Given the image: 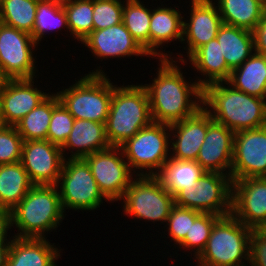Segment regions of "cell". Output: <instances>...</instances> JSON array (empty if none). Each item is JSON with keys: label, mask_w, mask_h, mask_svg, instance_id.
<instances>
[{"label": "cell", "mask_w": 266, "mask_h": 266, "mask_svg": "<svg viewBox=\"0 0 266 266\" xmlns=\"http://www.w3.org/2000/svg\"><path fill=\"white\" fill-rule=\"evenodd\" d=\"M74 121V117L59 101L58 95L54 93L53 111L47 132V140L61 147L69 136Z\"/></svg>", "instance_id": "obj_36"}, {"label": "cell", "mask_w": 266, "mask_h": 266, "mask_svg": "<svg viewBox=\"0 0 266 266\" xmlns=\"http://www.w3.org/2000/svg\"><path fill=\"white\" fill-rule=\"evenodd\" d=\"M126 0L123 7L122 22L132 37L140 44L149 56V29L151 10L140 2Z\"/></svg>", "instance_id": "obj_31"}, {"label": "cell", "mask_w": 266, "mask_h": 266, "mask_svg": "<svg viewBox=\"0 0 266 266\" xmlns=\"http://www.w3.org/2000/svg\"><path fill=\"white\" fill-rule=\"evenodd\" d=\"M98 59L147 56L148 54L132 37L124 23L106 29L93 30L82 42Z\"/></svg>", "instance_id": "obj_19"}, {"label": "cell", "mask_w": 266, "mask_h": 266, "mask_svg": "<svg viewBox=\"0 0 266 266\" xmlns=\"http://www.w3.org/2000/svg\"><path fill=\"white\" fill-rule=\"evenodd\" d=\"M9 228L6 223L0 227V266H6L10 248V240L7 239ZM7 241V242H6Z\"/></svg>", "instance_id": "obj_42"}, {"label": "cell", "mask_w": 266, "mask_h": 266, "mask_svg": "<svg viewBox=\"0 0 266 266\" xmlns=\"http://www.w3.org/2000/svg\"><path fill=\"white\" fill-rule=\"evenodd\" d=\"M34 186L21 162L0 165V213L5 217Z\"/></svg>", "instance_id": "obj_25"}, {"label": "cell", "mask_w": 266, "mask_h": 266, "mask_svg": "<svg viewBox=\"0 0 266 266\" xmlns=\"http://www.w3.org/2000/svg\"><path fill=\"white\" fill-rule=\"evenodd\" d=\"M53 111V93L31 110L15 125L23 141L47 140Z\"/></svg>", "instance_id": "obj_30"}, {"label": "cell", "mask_w": 266, "mask_h": 266, "mask_svg": "<svg viewBox=\"0 0 266 266\" xmlns=\"http://www.w3.org/2000/svg\"><path fill=\"white\" fill-rule=\"evenodd\" d=\"M125 0H93V30L122 23Z\"/></svg>", "instance_id": "obj_37"}, {"label": "cell", "mask_w": 266, "mask_h": 266, "mask_svg": "<svg viewBox=\"0 0 266 266\" xmlns=\"http://www.w3.org/2000/svg\"><path fill=\"white\" fill-rule=\"evenodd\" d=\"M68 30L82 42L93 31V0H62Z\"/></svg>", "instance_id": "obj_34"}, {"label": "cell", "mask_w": 266, "mask_h": 266, "mask_svg": "<svg viewBox=\"0 0 266 266\" xmlns=\"http://www.w3.org/2000/svg\"><path fill=\"white\" fill-rule=\"evenodd\" d=\"M220 217L216 214L201 213L194 222H191L189 234H186L179 248L182 246L184 249H193L194 257L197 258L205 249L212 227Z\"/></svg>", "instance_id": "obj_35"}, {"label": "cell", "mask_w": 266, "mask_h": 266, "mask_svg": "<svg viewBox=\"0 0 266 266\" xmlns=\"http://www.w3.org/2000/svg\"><path fill=\"white\" fill-rule=\"evenodd\" d=\"M170 157L176 160L196 161L208 128V112L199 108L192 116L169 125ZM176 133V134H175Z\"/></svg>", "instance_id": "obj_20"}, {"label": "cell", "mask_w": 266, "mask_h": 266, "mask_svg": "<svg viewBox=\"0 0 266 266\" xmlns=\"http://www.w3.org/2000/svg\"><path fill=\"white\" fill-rule=\"evenodd\" d=\"M36 45L29 33L0 24V80L32 79L36 74Z\"/></svg>", "instance_id": "obj_11"}, {"label": "cell", "mask_w": 266, "mask_h": 266, "mask_svg": "<svg viewBox=\"0 0 266 266\" xmlns=\"http://www.w3.org/2000/svg\"><path fill=\"white\" fill-rule=\"evenodd\" d=\"M5 223V217L0 213V227Z\"/></svg>", "instance_id": "obj_43"}, {"label": "cell", "mask_w": 266, "mask_h": 266, "mask_svg": "<svg viewBox=\"0 0 266 266\" xmlns=\"http://www.w3.org/2000/svg\"><path fill=\"white\" fill-rule=\"evenodd\" d=\"M188 60L197 72L206 76L204 80L197 79L201 88L212 83L227 82L230 78L232 70L227 66L216 38L198 48Z\"/></svg>", "instance_id": "obj_24"}, {"label": "cell", "mask_w": 266, "mask_h": 266, "mask_svg": "<svg viewBox=\"0 0 266 266\" xmlns=\"http://www.w3.org/2000/svg\"><path fill=\"white\" fill-rule=\"evenodd\" d=\"M226 82L202 88V107L234 133L266 125V99L248 95Z\"/></svg>", "instance_id": "obj_2"}, {"label": "cell", "mask_w": 266, "mask_h": 266, "mask_svg": "<svg viewBox=\"0 0 266 266\" xmlns=\"http://www.w3.org/2000/svg\"><path fill=\"white\" fill-rule=\"evenodd\" d=\"M201 214L196 210L189 208H183L174 205L170 211L168 219L166 221L168 235L174 241L175 245H179L189 234V229L191 228V222Z\"/></svg>", "instance_id": "obj_38"}, {"label": "cell", "mask_w": 266, "mask_h": 266, "mask_svg": "<svg viewBox=\"0 0 266 266\" xmlns=\"http://www.w3.org/2000/svg\"><path fill=\"white\" fill-rule=\"evenodd\" d=\"M159 61L160 67L152 84L143 86L148 94L152 121L170 125L192 116L202 107V88L196 80L191 83L184 79L178 60Z\"/></svg>", "instance_id": "obj_1"}, {"label": "cell", "mask_w": 266, "mask_h": 266, "mask_svg": "<svg viewBox=\"0 0 266 266\" xmlns=\"http://www.w3.org/2000/svg\"><path fill=\"white\" fill-rule=\"evenodd\" d=\"M169 137V124L152 122L122 144L120 147L130 170L137 176H155L170 158Z\"/></svg>", "instance_id": "obj_7"}, {"label": "cell", "mask_w": 266, "mask_h": 266, "mask_svg": "<svg viewBox=\"0 0 266 266\" xmlns=\"http://www.w3.org/2000/svg\"><path fill=\"white\" fill-rule=\"evenodd\" d=\"M255 51L266 56V11L264 12L257 27L253 30Z\"/></svg>", "instance_id": "obj_41"}, {"label": "cell", "mask_w": 266, "mask_h": 266, "mask_svg": "<svg viewBox=\"0 0 266 266\" xmlns=\"http://www.w3.org/2000/svg\"><path fill=\"white\" fill-rule=\"evenodd\" d=\"M232 178L218 172H205L195 186L180 190L175 205L201 213L227 216L232 211Z\"/></svg>", "instance_id": "obj_10"}, {"label": "cell", "mask_w": 266, "mask_h": 266, "mask_svg": "<svg viewBox=\"0 0 266 266\" xmlns=\"http://www.w3.org/2000/svg\"><path fill=\"white\" fill-rule=\"evenodd\" d=\"M206 171L196 161L169 158L155 175L165 189L175 196L180 190L195 186Z\"/></svg>", "instance_id": "obj_29"}, {"label": "cell", "mask_w": 266, "mask_h": 266, "mask_svg": "<svg viewBox=\"0 0 266 266\" xmlns=\"http://www.w3.org/2000/svg\"><path fill=\"white\" fill-rule=\"evenodd\" d=\"M138 177V178H137ZM123 197L125 215L139 220L166 223L174 196L170 194L156 176L135 175Z\"/></svg>", "instance_id": "obj_8"}, {"label": "cell", "mask_w": 266, "mask_h": 266, "mask_svg": "<svg viewBox=\"0 0 266 266\" xmlns=\"http://www.w3.org/2000/svg\"><path fill=\"white\" fill-rule=\"evenodd\" d=\"M231 214L252 229L266 227L265 177L233 181Z\"/></svg>", "instance_id": "obj_15"}, {"label": "cell", "mask_w": 266, "mask_h": 266, "mask_svg": "<svg viewBox=\"0 0 266 266\" xmlns=\"http://www.w3.org/2000/svg\"><path fill=\"white\" fill-rule=\"evenodd\" d=\"M106 75L102 69L92 70L56 93L74 119L106 123L113 96V83Z\"/></svg>", "instance_id": "obj_6"}, {"label": "cell", "mask_w": 266, "mask_h": 266, "mask_svg": "<svg viewBox=\"0 0 266 266\" xmlns=\"http://www.w3.org/2000/svg\"><path fill=\"white\" fill-rule=\"evenodd\" d=\"M64 159L61 147L48 140L23 141L21 163L34 185H57Z\"/></svg>", "instance_id": "obj_14"}, {"label": "cell", "mask_w": 266, "mask_h": 266, "mask_svg": "<svg viewBox=\"0 0 266 266\" xmlns=\"http://www.w3.org/2000/svg\"><path fill=\"white\" fill-rule=\"evenodd\" d=\"M218 1V2H217ZM223 24L253 32L261 20L266 5L259 0H217Z\"/></svg>", "instance_id": "obj_28"}, {"label": "cell", "mask_w": 266, "mask_h": 266, "mask_svg": "<svg viewBox=\"0 0 266 266\" xmlns=\"http://www.w3.org/2000/svg\"><path fill=\"white\" fill-rule=\"evenodd\" d=\"M159 6L151 10L150 29H149V56L158 59H171V54L159 51V47L164 43L174 39H183V16L177 8H167ZM160 57V58H159Z\"/></svg>", "instance_id": "obj_21"}, {"label": "cell", "mask_w": 266, "mask_h": 266, "mask_svg": "<svg viewBox=\"0 0 266 266\" xmlns=\"http://www.w3.org/2000/svg\"><path fill=\"white\" fill-rule=\"evenodd\" d=\"M56 186L60 188V200L64 211L69 208L91 211L100 207L104 199L109 201L100 191L84 158L64 159Z\"/></svg>", "instance_id": "obj_9"}, {"label": "cell", "mask_w": 266, "mask_h": 266, "mask_svg": "<svg viewBox=\"0 0 266 266\" xmlns=\"http://www.w3.org/2000/svg\"><path fill=\"white\" fill-rule=\"evenodd\" d=\"M260 2H262L264 5H266V0H259Z\"/></svg>", "instance_id": "obj_44"}, {"label": "cell", "mask_w": 266, "mask_h": 266, "mask_svg": "<svg viewBox=\"0 0 266 266\" xmlns=\"http://www.w3.org/2000/svg\"><path fill=\"white\" fill-rule=\"evenodd\" d=\"M12 238L6 266H57L61 250L47 238Z\"/></svg>", "instance_id": "obj_22"}, {"label": "cell", "mask_w": 266, "mask_h": 266, "mask_svg": "<svg viewBox=\"0 0 266 266\" xmlns=\"http://www.w3.org/2000/svg\"><path fill=\"white\" fill-rule=\"evenodd\" d=\"M113 85V96L105 123L110 146L120 147L153 121L147 91L141 85Z\"/></svg>", "instance_id": "obj_4"}, {"label": "cell", "mask_w": 266, "mask_h": 266, "mask_svg": "<svg viewBox=\"0 0 266 266\" xmlns=\"http://www.w3.org/2000/svg\"><path fill=\"white\" fill-rule=\"evenodd\" d=\"M190 3V19L183 20L182 39V42L188 45L187 48H183L187 49L188 58L198 48L215 39L223 24L219 9L213 0H191Z\"/></svg>", "instance_id": "obj_18"}, {"label": "cell", "mask_w": 266, "mask_h": 266, "mask_svg": "<svg viewBox=\"0 0 266 266\" xmlns=\"http://www.w3.org/2000/svg\"><path fill=\"white\" fill-rule=\"evenodd\" d=\"M228 84L248 95L266 99V56L254 52L231 71Z\"/></svg>", "instance_id": "obj_26"}, {"label": "cell", "mask_w": 266, "mask_h": 266, "mask_svg": "<svg viewBox=\"0 0 266 266\" xmlns=\"http://www.w3.org/2000/svg\"><path fill=\"white\" fill-rule=\"evenodd\" d=\"M34 80L35 78L0 80V116L3 125L15 126L50 95L38 90Z\"/></svg>", "instance_id": "obj_16"}, {"label": "cell", "mask_w": 266, "mask_h": 266, "mask_svg": "<svg viewBox=\"0 0 266 266\" xmlns=\"http://www.w3.org/2000/svg\"><path fill=\"white\" fill-rule=\"evenodd\" d=\"M60 27L67 28V15L62 6V0H43L38 1L36 10L35 25L32 31V38L39 44L44 34L49 30Z\"/></svg>", "instance_id": "obj_33"}, {"label": "cell", "mask_w": 266, "mask_h": 266, "mask_svg": "<svg viewBox=\"0 0 266 266\" xmlns=\"http://www.w3.org/2000/svg\"><path fill=\"white\" fill-rule=\"evenodd\" d=\"M110 146L104 123L85 119H75L72 130L61 146L63 157L67 149L69 158H84L92 153L108 149ZM75 150L73 152V150Z\"/></svg>", "instance_id": "obj_23"}, {"label": "cell", "mask_w": 266, "mask_h": 266, "mask_svg": "<svg viewBox=\"0 0 266 266\" xmlns=\"http://www.w3.org/2000/svg\"><path fill=\"white\" fill-rule=\"evenodd\" d=\"M84 159L103 195L111 202L121 200L134 176L121 147L111 146Z\"/></svg>", "instance_id": "obj_12"}, {"label": "cell", "mask_w": 266, "mask_h": 266, "mask_svg": "<svg viewBox=\"0 0 266 266\" xmlns=\"http://www.w3.org/2000/svg\"><path fill=\"white\" fill-rule=\"evenodd\" d=\"M23 139L15 126L0 127V165L21 162Z\"/></svg>", "instance_id": "obj_39"}, {"label": "cell", "mask_w": 266, "mask_h": 266, "mask_svg": "<svg viewBox=\"0 0 266 266\" xmlns=\"http://www.w3.org/2000/svg\"><path fill=\"white\" fill-rule=\"evenodd\" d=\"M234 132L212 119L208 113V128L196 162L206 172H218L230 176ZM228 170V171H227Z\"/></svg>", "instance_id": "obj_17"}, {"label": "cell", "mask_w": 266, "mask_h": 266, "mask_svg": "<svg viewBox=\"0 0 266 266\" xmlns=\"http://www.w3.org/2000/svg\"><path fill=\"white\" fill-rule=\"evenodd\" d=\"M252 230L232 214L220 217L212 227L205 249L195 258L197 266H247Z\"/></svg>", "instance_id": "obj_5"}, {"label": "cell", "mask_w": 266, "mask_h": 266, "mask_svg": "<svg viewBox=\"0 0 266 266\" xmlns=\"http://www.w3.org/2000/svg\"><path fill=\"white\" fill-rule=\"evenodd\" d=\"M266 175V125L234 134L232 181Z\"/></svg>", "instance_id": "obj_13"}, {"label": "cell", "mask_w": 266, "mask_h": 266, "mask_svg": "<svg viewBox=\"0 0 266 266\" xmlns=\"http://www.w3.org/2000/svg\"><path fill=\"white\" fill-rule=\"evenodd\" d=\"M3 126L2 120H1V116H0V127Z\"/></svg>", "instance_id": "obj_45"}, {"label": "cell", "mask_w": 266, "mask_h": 266, "mask_svg": "<svg viewBox=\"0 0 266 266\" xmlns=\"http://www.w3.org/2000/svg\"><path fill=\"white\" fill-rule=\"evenodd\" d=\"M37 6V0H1V22L31 35Z\"/></svg>", "instance_id": "obj_32"}, {"label": "cell", "mask_w": 266, "mask_h": 266, "mask_svg": "<svg viewBox=\"0 0 266 266\" xmlns=\"http://www.w3.org/2000/svg\"><path fill=\"white\" fill-rule=\"evenodd\" d=\"M56 185H34L21 202L5 216L8 228H18V238H46L64 219Z\"/></svg>", "instance_id": "obj_3"}, {"label": "cell", "mask_w": 266, "mask_h": 266, "mask_svg": "<svg viewBox=\"0 0 266 266\" xmlns=\"http://www.w3.org/2000/svg\"><path fill=\"white\" fill-rule=\"evenodd\" d=\"M266 266V227L252 230L249 241V266Z\"/></svg>", "instance_id": "obj_40"}, {"label": "cell", "mask_w": 266, "mask_h": 266, "mask_svg": "<svg viewBox=\"0 0 266 266\" xmlns=\"http://www.w3.org/2000/svg\"><path fill=\"white\" fill-rule=\"evenodd\" d=\"M216 39L231 70L239 67L255 51L253 32L242 28L222 24Z\"/></svg>", "instance_id": "obj_27"}]
</instances>
